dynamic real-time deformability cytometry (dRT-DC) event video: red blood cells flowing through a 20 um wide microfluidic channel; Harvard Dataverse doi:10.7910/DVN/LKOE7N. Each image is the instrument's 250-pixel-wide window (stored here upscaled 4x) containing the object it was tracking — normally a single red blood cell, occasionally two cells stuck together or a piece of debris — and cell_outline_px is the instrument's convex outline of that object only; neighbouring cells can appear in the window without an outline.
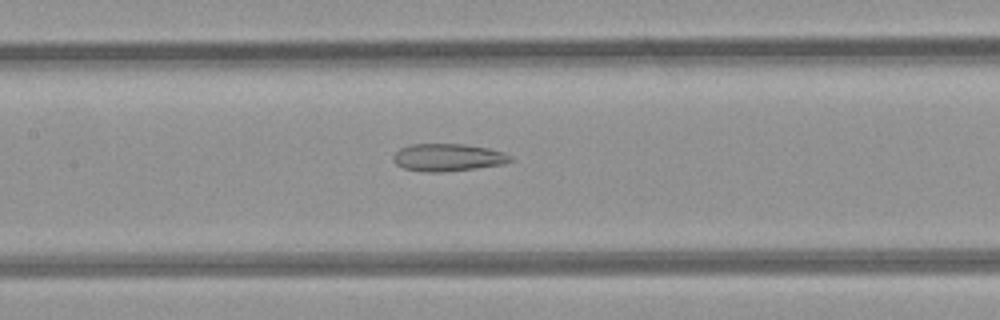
{"species": "common noctule bat (a hibernating species)", "species_latin": "Nyctalus noctula", "temperature_condition": "room temperature", "stored_images_in_passage": 35, "camera_frame_rate_fps": 3000, "um_per_image_px": 0.085, "animal": {"sex": "female", "body_mass_g": 21.9}, "frame": {"image": 1, "passage_image": 19, "time_ms": 6.0, "image_size_px": [1000, 320], "cell_outline_px": [[512, 160], [504, 164], [476, 168], [444, 172], [428, 172], [404, 168], [396, 164], [392, 160], [392, 156], [400, 148], [408, 144], [464, 144], [488, 148], [504, 152], [512, 156]], "centroid_in_image_um": [38.06, 13.38], "position_along_channel_um": 169.3, "area_um2": 18.84}}
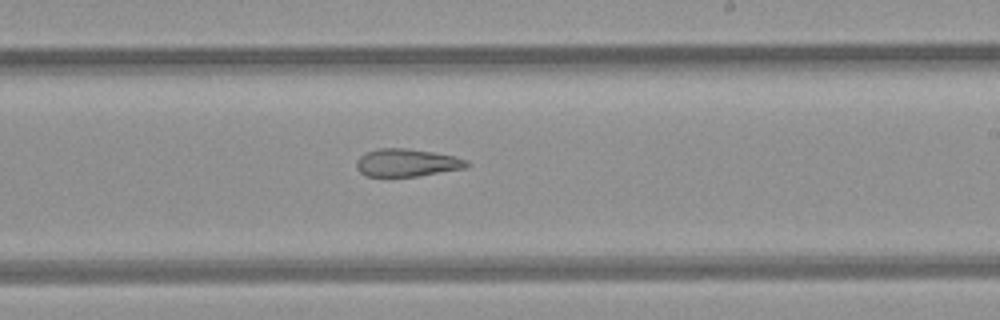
{"frame": {"image": 2, "passage_image": 25, "time_ms": 8.0, "image_size_px": [1000, 320], "cell_outline_px": [[472, 164], [468, 168], [420, 176], [364, 176], [356, 168], [356, 160], [360, 156], [368, 152], [380, 148], [404, 148], [432, 152], [456, 156], [468, 160]], "centroid_in_image_um": [34.64, 13.84], "position_along_channel_um": 254.4, "area_um2": 18.03}}
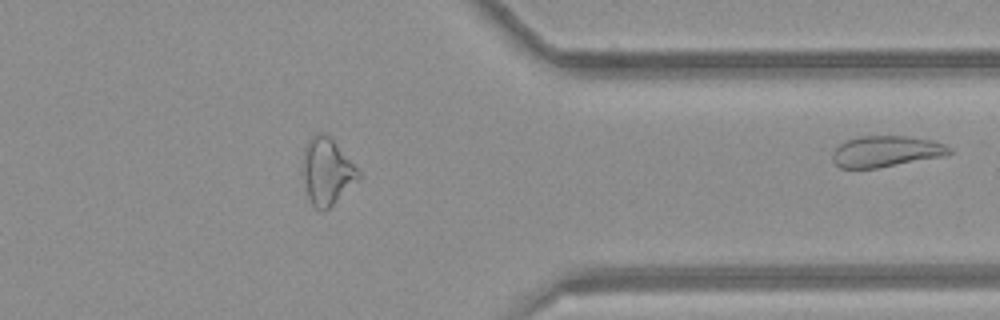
{"frame": {"image": 3, "passage_image": 35, "time_ms": 11.333, "image_size_px": [1000, 320], "cell_outline_px": [[952, 152], [944, 156], [880, 168], [840, 168], [832, 160], [832, 152], [840, 144], [848, 140], [860, 136], [904, 136], [932, 140], [944, 144], [952, 148]], "centroid_in_image_um": [75.32, 12.88], "position_along_channel_um": 336.1, "area_um2": 21.21}}